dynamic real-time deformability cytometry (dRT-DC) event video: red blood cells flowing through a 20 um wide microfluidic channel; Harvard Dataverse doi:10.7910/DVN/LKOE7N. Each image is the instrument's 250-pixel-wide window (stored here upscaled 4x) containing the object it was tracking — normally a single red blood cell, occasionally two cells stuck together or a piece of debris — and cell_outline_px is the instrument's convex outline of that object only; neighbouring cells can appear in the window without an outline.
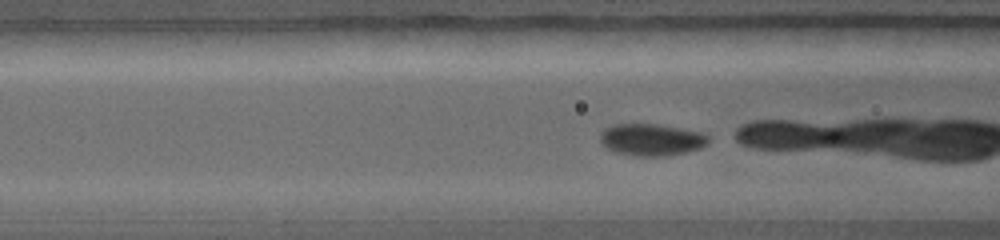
{"species": "common noctule bat (a hibernating species)", "species_latin": "Nyctalus noctula", "temperature_condition": "warm", "stored_images_in_passage": 32, "camera_frame_rate_fps": 5000, "um_per_image_px": 0.085, "animal": {"sex": "female", "body_mass_g": 19.0, "forearm_length_mm": 56.7}, "frame": {"image": 1, "passage_image": 5, "time_ms": 0.8, "image_size_px": [1000, 240], "cell_outline_px": [[708, 144], [700, 148], [684, 152], [664, 156], [632, 156], [616, 152], [608, 148], [600, 140], [600, 132], [604, 128], [612, 124], [660, 124], [704, 132], [708, 136]], "centroid_in_image_um": [55.38, 11.86], "position_along_channel_um": 111.2, "area_um2": 20.29}}
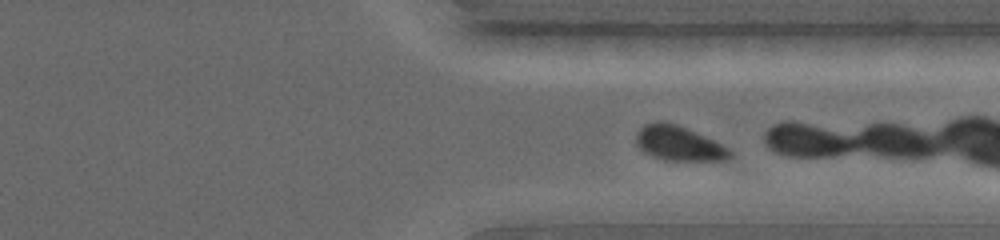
{"frame": {"image": 2, "passage_image": 28, "time_ms": 5.4, "image_size_px": [1000, 240], "cell_outline_px": [[732, 156], [724, 160], [664, 160], [644, 152], [636, 144], [636, 132], [644, 124], [660, 120], [676, 124], [716, 140], [728, 148], [732, 152]], "centroid_in_image_um": [57.69, 12.17], "position_along_channel_um": 353.7, "area_um2": 19.02}}